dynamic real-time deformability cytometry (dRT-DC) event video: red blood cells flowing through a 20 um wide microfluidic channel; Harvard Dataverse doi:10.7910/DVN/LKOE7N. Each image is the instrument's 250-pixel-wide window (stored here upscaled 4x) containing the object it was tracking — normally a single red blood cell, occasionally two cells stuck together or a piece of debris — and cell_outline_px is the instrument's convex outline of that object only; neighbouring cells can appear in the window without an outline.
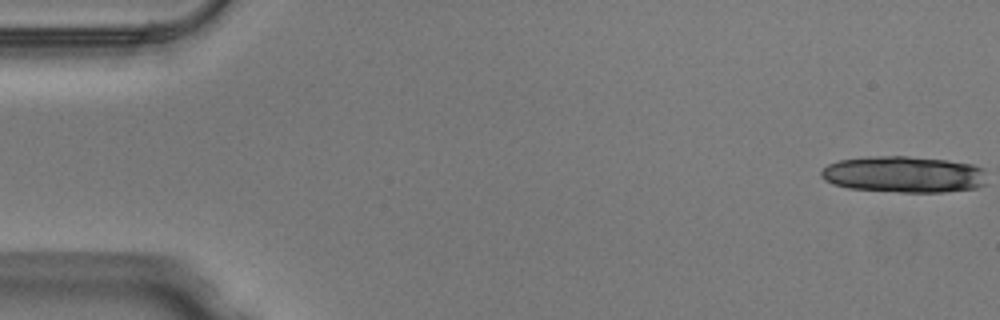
{"species": "Egyptian fruit bat (a non-hibernating species)", "species_latin": "Rousettus aegyptiacus", "temperature_condition": "warm", "stored_images_in_passage": 15, "camera_frame_rate_fps": 3000, "um_per_image_px": 0.085, "animal": {"sex": "male"}, "frame": {"image": 1, "passage_image": 1, "time_ms": 0.0, "image_size_px": [1000, 320], "cell_outline_px": [[984, 184], [976, 188], [944, 192], [900, 192], [848, 188], [832, 184], [824, 180], [820, 176], [820, 172], [828, 164], [840, 160], [868, 156], [908, 156], [948, 160], [972, 164], [984, 168]], "centroid_in_image_um": [76.8, 14.82], "position_along_channel_um": 8.2, "area_um2": 35.32}}